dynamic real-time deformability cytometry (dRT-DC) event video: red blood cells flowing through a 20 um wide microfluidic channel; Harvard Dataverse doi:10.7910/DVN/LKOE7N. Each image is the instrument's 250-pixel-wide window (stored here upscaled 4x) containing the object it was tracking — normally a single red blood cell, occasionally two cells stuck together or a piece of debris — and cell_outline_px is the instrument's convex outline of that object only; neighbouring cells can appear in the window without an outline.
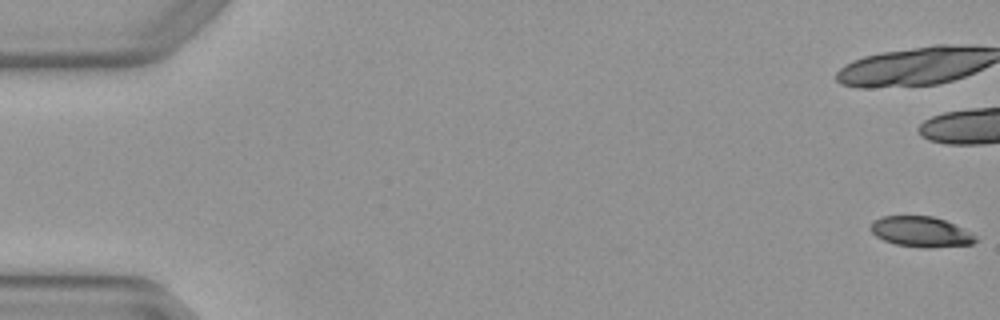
{"species": "Egyptian fruit bat (a non-hibernating species)", "species_latin": "Rousettus aegyptiacus", "temperature_condition": "warm", "stored_images_in_passage": 7, "camera_frame_rate_fps": 3000, "um_per_image_px": 0.085, "animal": {"sex": "female"}, "frame": {"image": 1, "passage_image": 1, "time_ms": 0.0, "image_size_px": [1000, 320], "cell_outline_px": [[976, 240], [972, 244], [928, 248], [924, 248], [896, 244], [884, 240], [876, 236], [868, 228], [872, 220], [884, 216], [932, 216], [944, 220], [976, 236]], "centroid_in_image_um": [78.21, 19.7], "position_along_channel_um": 6.8, "area_um2": 18.38}}